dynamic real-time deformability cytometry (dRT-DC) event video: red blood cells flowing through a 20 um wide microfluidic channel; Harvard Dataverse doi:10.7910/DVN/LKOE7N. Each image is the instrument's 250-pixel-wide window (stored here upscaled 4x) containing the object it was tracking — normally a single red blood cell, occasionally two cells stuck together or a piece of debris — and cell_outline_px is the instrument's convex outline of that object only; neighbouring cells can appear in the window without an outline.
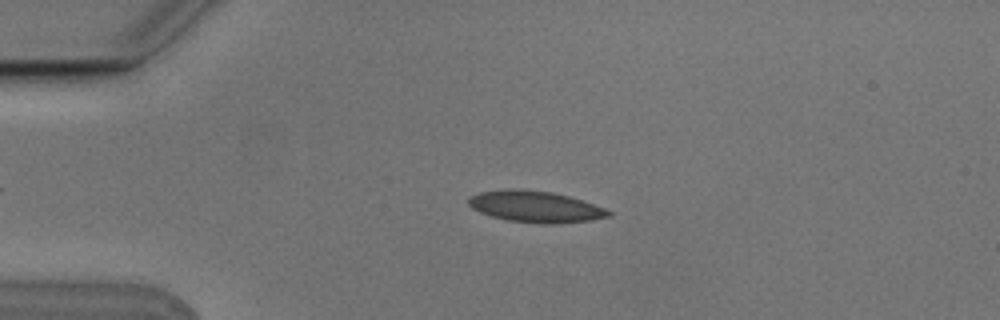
{"species": "Egyptian fruit bat (a non-hibernating species)", "species_latin": "Rousettus aegyptiacus", "temperature_condition": "cold", "stored_images_in_passage": 6, "camera_frame_rate_fps": 3000, "um_per_image_px": 0.085, "animal": {"sex": "male"}, "frame": {"image": 1, "passage_image": 4, "time_ms": 1.0, "image_size_px": [1000, 320], "cell_outline_px": [[612, 216], [592, 220], [556, 224], [544, 224], [508, 220], [492, 216], [480, 212], [472, 208], [468, 204], [468, 196], [480, 192], [504, 188], [512, 188], [552, 192], [568, 196], [604, 208], [612, 212]], "centroid_in_image_um": [45.48, 17.56], "position_along_channel_um": 39.5, "area_um2": 25.61}}